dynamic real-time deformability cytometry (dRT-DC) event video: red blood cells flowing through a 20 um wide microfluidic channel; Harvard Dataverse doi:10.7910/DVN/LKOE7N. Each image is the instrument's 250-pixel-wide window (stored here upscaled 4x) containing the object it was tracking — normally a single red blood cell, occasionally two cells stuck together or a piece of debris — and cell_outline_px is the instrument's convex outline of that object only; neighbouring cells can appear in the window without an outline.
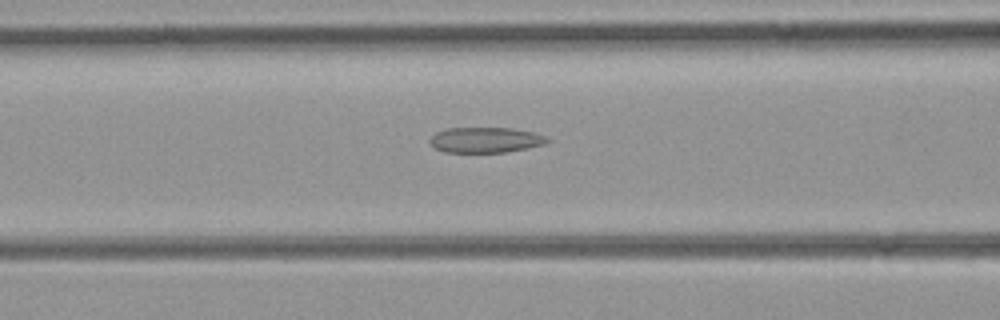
{"species": "common noctule bat (a hibernating species)", "species_latin": "Nyctalus noctula", "temperature_condition": "room temperature", "stored_images_in_passage": 38, "camera_frame_rate_fps": 3000, "um_per_image_px": 0.085, "animal": {"sex": "female", "body_mass_g": 21.9}, "frame": {"image": 1, "passage_image": 8, "time_ms": 2.333, "image_size_px": [1000, 320], "cell_outline_px": [[552, 140], [544, 144], [504, 152], [444, 152], [436, 148], [428, 140], [436, 132], [448, 128], [512, 128], [536, 132]], "centroid_in_image_um": [41.28, 11.88], "position_along_channel_um": 125.3, "area_um2": 17.28}}
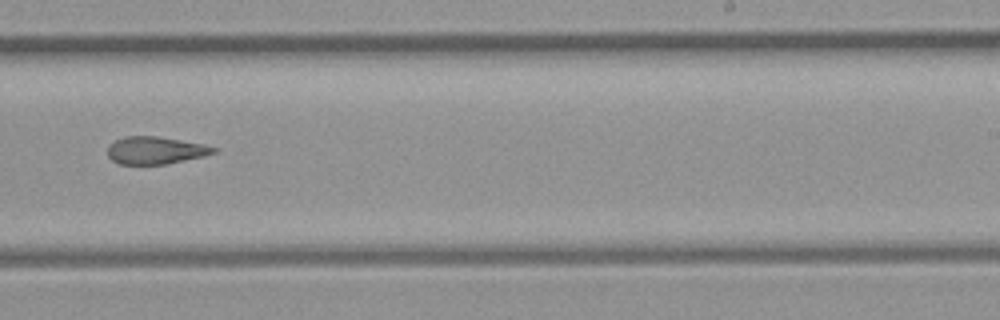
{"frame": {"image": 2, "passage_image": 19, "time_ms": 6.0, "image_size_px": [1000, 320], "cell_outline_px": [[216, 152], [204, 156], [168, 164], [120, 164], [112, 160], [108, 156], [108, 144], [124, 136], [156, 136], [204, 144], [216, 148]], "centroid_in_image_um": [13.2, 12.78], "position_along_channel_um": 275.8, "area_um2": 16.94}}
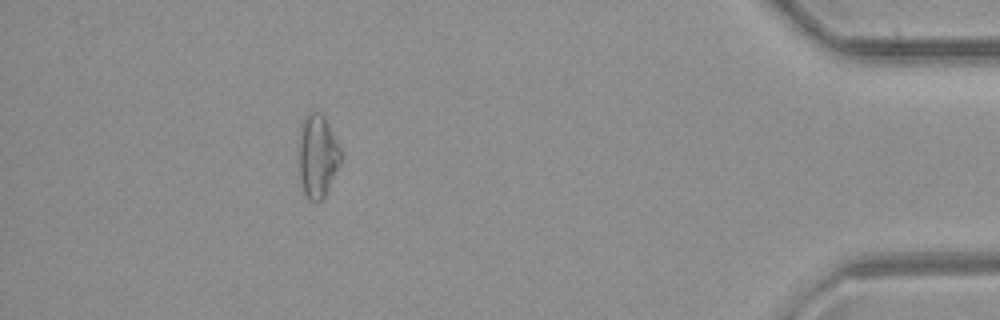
{"frame": {"image": 3, "passage_image": 33, "time_ms": 10.667, "image_size_px": [1000, 320], "cell_outline_px": [[340, 164], [324, 196], [316, 204], [308, 200], [304, 192], [300, 180], [296, 156], [296, 140], [300, 124], [304, 116], [308, 112], [320, 112], [324, 116], [340, 148]], "centroid_in_image_um": [26.9, 13.24], "position_along_channel_um": 408.3, "area_um2": 21.1}}